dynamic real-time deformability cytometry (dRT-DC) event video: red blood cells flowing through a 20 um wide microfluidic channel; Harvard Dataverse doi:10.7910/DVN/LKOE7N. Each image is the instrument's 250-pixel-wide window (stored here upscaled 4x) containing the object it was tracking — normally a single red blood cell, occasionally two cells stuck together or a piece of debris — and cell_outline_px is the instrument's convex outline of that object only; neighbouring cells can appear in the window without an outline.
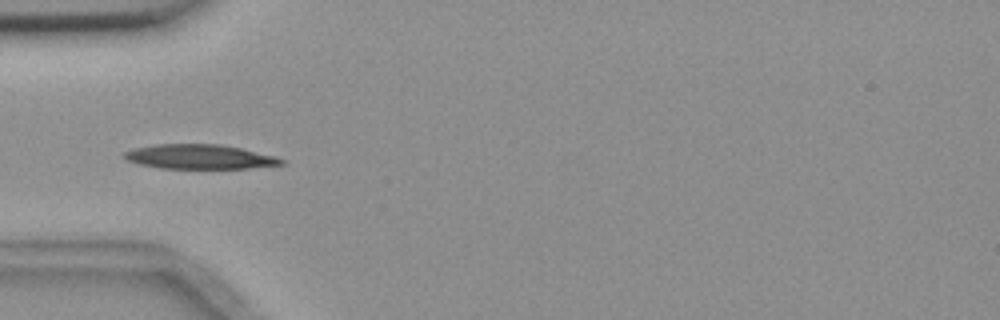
{"species": "common noctule bat (a hibernating species)", "species_latin": "Nyctalus noctula", "temperature_condition": "room temperature", "stored_images_in_passage": 7, "camera_frame_rate_fps": 3000, "um_per_image_px": 0.085, "animal": {"sex": "female", "body_mass_g": 18.4}, "frame": {"image": 1, "passage_image": 2, "time_ms": 1.333, "image_size_px": [1000, 320], "cell_outline_px": [[288, 164], [248, 168], [160, 168], [140, 164], [128, 160], [124, 156], [124, 152], [132, 148], [156, 144], [220, 144], [240, 148], [276, 156], [288, 160]], "centroid_in_image_um": [17.03, 13.32], "position_along_channel_um": 68.0, "area_um2": 22.48}}
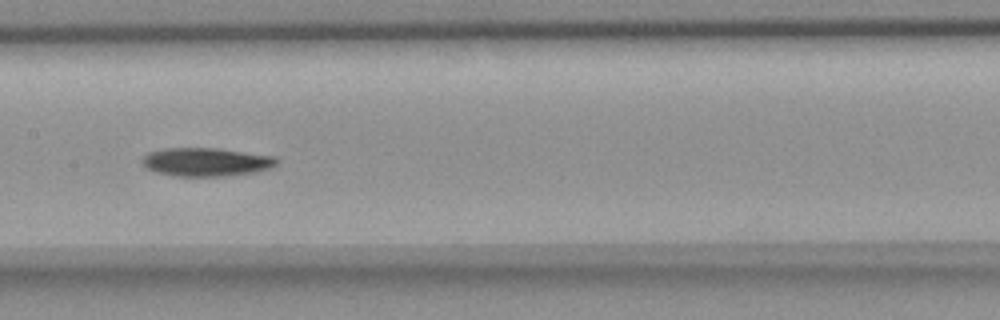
{"frame": {"image": 2, "passage_image": 5, "time_ms": 4.667, "image_size_px": [1000, 320], "cell_outline_px": [[280, 164], [272, 168], [256, 172], [220, 176], [172, 176], [156, 172], [148, 168], [140, 160], [148, 152], [164, 148], [220, 148], [276, 156], [280, 160]], "centroid_in_image_um": [17.59, 13.76], "position_along_channel_um": 189.8, "area_um2": 22.66}}
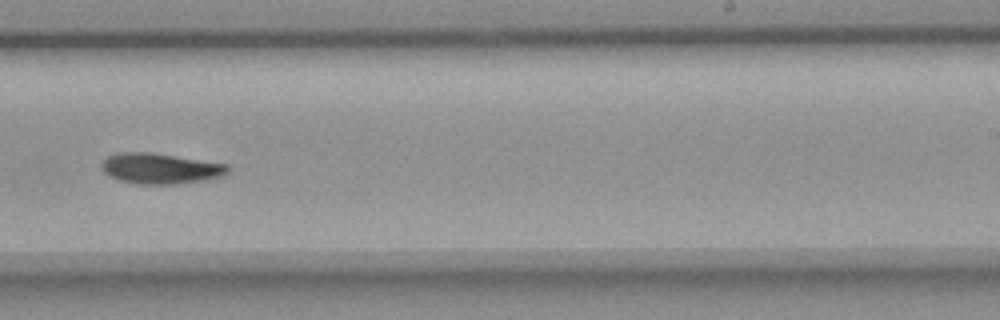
{"frame": {"image": 3, "passage_image": 7, "time_ms": 7.0, "image_size_px": [1000, 320], "cell_outline_px": [[228, 172], [220, 176], [208, 180], [176, 184], [136, 184], [120, 180], [108, 176], [104, 172], [100, 164], [108, 156], [116, 152], [148, 152], [228, 164]], "centroid_in_image_um": [13.6, 14.33], "position_along_channel_um": 275.4, "area_um2": 22.48}}